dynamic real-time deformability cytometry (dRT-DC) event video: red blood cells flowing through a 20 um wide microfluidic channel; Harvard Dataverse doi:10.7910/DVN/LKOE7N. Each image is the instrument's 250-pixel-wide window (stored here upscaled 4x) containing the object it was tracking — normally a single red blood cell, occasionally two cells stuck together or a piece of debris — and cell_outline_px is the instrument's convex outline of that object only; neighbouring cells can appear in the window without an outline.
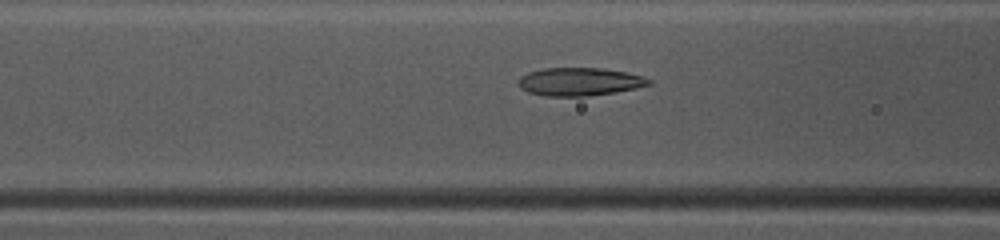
{"species": "common noctule bat (a hibernating species)", "species_latin": "Nyctalus noctula", "temperature_condition": "warm", "stored_images_in_passage": 49, "camera_frame_rate_fps": 3000, "um_per_image_px": 0.085, "animal": {"sex": "female", "body_mass_g": 10.0, "forearm_length_mm": 53.1}, "frame": {"image": 1, "passage_image": 20, "time_ms": 6.333, "image_size_px": [1000, 240], "cell_outline_px": [[652, 84], [636, 88], [616, 92], [588, 96], [548, 96], [528, 92], [520, 88], [520, 76], [528, 72], [544, 68], [600, 68], [628, 72], [644, 76], [652, 80]], "centroid_in_image_um": [49.31, 6.94], "position_along_channel_um": 117.3, "area_um2": 21.39}}
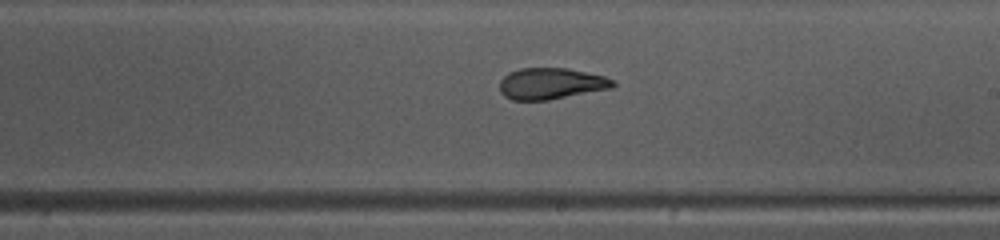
{"frame": {"image": 2, "passage_image": 29, "time_ms": 9.333, "image_size_px": [1000, 240], "cell_outline_px": [[616, 84], [612, 88], [548, 100], [512, 100], [504, 96], [500, 92], [500, 80], [508, 72], [520, 68], [568, 68], [588, 72], [604, 76], [616, 80]], "centroid_in_image_um": [46.85, 7.1], "position_along_channel_um": 242.2, "area_um2": 20.87}}
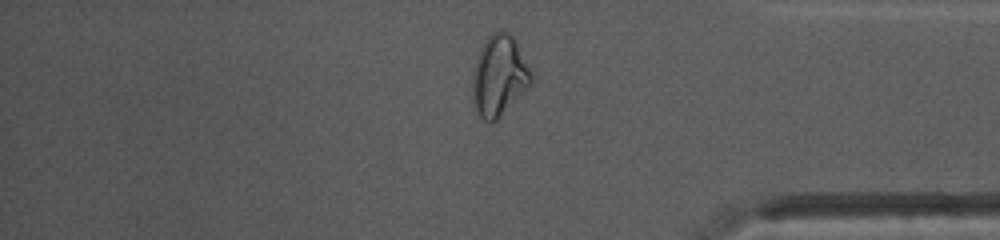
{"frame": {"image": 3, "passage_image": 41, "time_ms": 13.333, "image_size_px": [1000, 240], "cell_outline_px": [[532, 80], [496, 120], [492, 124], [484, 120], [480, 116], [472, 100], [472, 76], [476, 60], [480, 48], [484, 40], [492, 32], [508, 32], [516, 36], [532, 76]], "centroid_in_image_um": [42.39, 6.39], "position_along_channel_um": 392.8, "area_um2": 27.22}, "authors_computed_cell_mechanics": {"area_um2": 22.4842, "velocity_mm_per_s": 4.1458, "shape_relaxation_time_tau1_ms": 7.0149, "shape_relaxation_time_tau2_ms": 1.4786, "deformation_change_tau1": 0.2031, "deformation_change_tau2": 0.083}}